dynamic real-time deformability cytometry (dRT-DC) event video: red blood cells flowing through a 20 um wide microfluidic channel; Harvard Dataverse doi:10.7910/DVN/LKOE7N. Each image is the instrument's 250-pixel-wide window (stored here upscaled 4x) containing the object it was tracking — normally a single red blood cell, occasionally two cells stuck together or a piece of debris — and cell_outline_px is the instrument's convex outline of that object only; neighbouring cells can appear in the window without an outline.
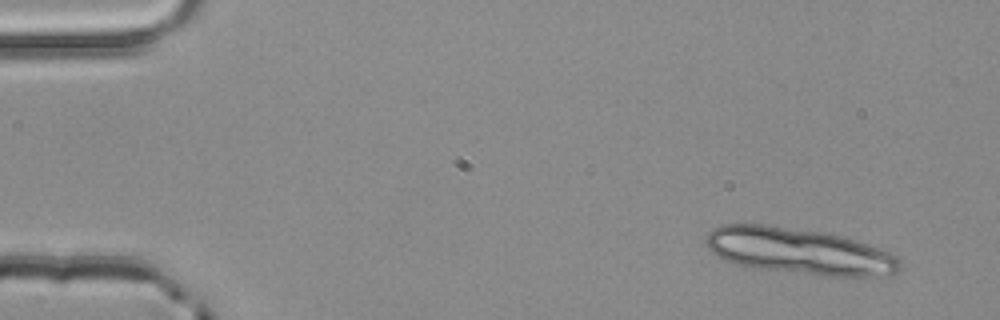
{"species": "common noctule bat (a hibernating species)", "species_latin": "Nyctalus noctula", "temperature_condition": "room temperature", "stored_images_in_passage": 3, "camera_frame_rate_fps": 3000, "um_per_image_px": 0.085, "animal": {"sex": "male", "body_mass_g": 20.4}, "frame": {"image": 1, "passage_image": 1, "time_ms": 0.0, "image_size_px": [1000, 320], "cell_outline_px": [[900, 268], [892, 276], [824, 276], [756, 268], [736, 264], [724, 260], [712, 252], [708, 248], [704, 240], [704, 236], [712, 228], [720, 224], [764, 224], [820, 232], [840, 236], [856, 240], [888, 252], [896, 256], [900, 260]], "centroid_in_image_um": [67.88, 21.35], "position_along_channel_um": 17.1, "area_um2": 52.31}}